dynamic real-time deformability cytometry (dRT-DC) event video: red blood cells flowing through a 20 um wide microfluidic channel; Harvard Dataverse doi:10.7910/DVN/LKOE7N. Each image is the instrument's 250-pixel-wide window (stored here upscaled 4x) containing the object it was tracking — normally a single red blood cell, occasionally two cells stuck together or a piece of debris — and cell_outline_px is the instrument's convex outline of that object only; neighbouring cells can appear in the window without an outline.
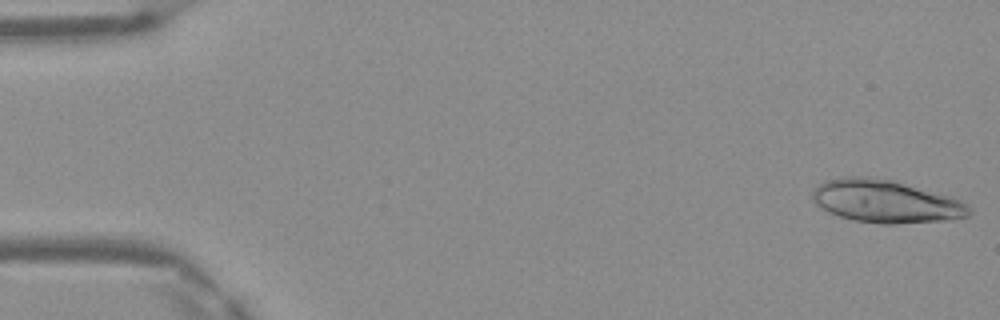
{"species": "Egyptian fruit bat (a non-hibernating species)", "species_latin": "Rousettus aegyptiacus", "temperature_condition": "warm", "stored_images_in_passage": 14, "camera_frame_rate_fps": 3000, "um_per_image_px": 0.085, "frame": {"image": 1, "passage_image": 1, "time_ms": 0.0, "image_size_px": [1000, 320], "cell_outline_px": [[972, 212], [968, 216], [944, 220], [892, 224], [880, 224], [852, 220], [828, 212], [816, 204], [812, 200], [812, 192], [820, 184], [828, 180], [848, 176], [868, 176], [892, 180], [952, 196], [960, 200], [972, 208]], "centroid_in_image_um": [75.3, 17.11], "position_along_channel_um": 9.7, "area_um2": 39.02}}